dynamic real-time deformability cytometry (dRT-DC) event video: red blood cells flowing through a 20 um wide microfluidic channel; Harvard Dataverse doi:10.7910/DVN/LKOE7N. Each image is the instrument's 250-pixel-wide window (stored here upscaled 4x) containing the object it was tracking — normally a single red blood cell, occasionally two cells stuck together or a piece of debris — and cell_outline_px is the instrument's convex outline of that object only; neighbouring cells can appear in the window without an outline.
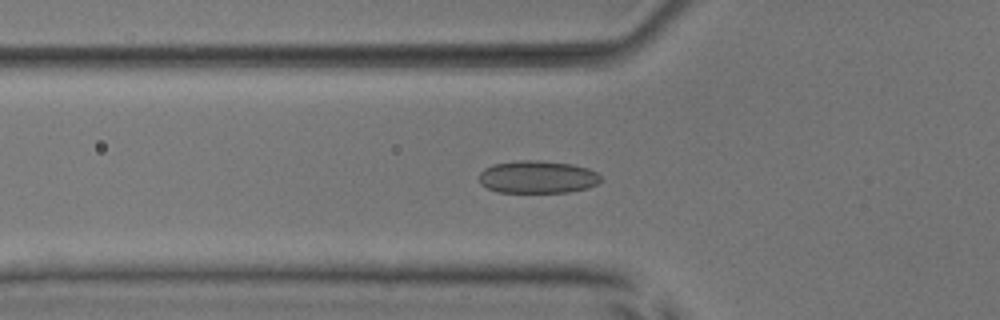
{"species": "common noctule bat (a hibernating species)", "species_latin": "Nyctalus noctula", "temperature_condition": "room temperature", "stored_images_in_passage": 51, "camera_frame_rate_fps": 3000, "um_per_image_px": 0.085, "animal": {"sex": "male", "body_mass_g": 17.9, "forearm_length_mm": 54.2}, "frame": {"image": 1, "passage_image": 19, "time_ms": 6.0, "image_size_px": [1000, 320], "cell_outline_px": [[600, 180], [596, 184], [588, 188], [568, 192], [496, 192], [480, 184], [480, 172], [484, 168], [492, 164], [520, 160], [536, 160], [572, 164], [588, 168], [596, 172], [600, 176]], "centroid_in_image_um": [45.67, 15.04], "position_along_channel_um": 80.1, "area_um2": 23.12}}
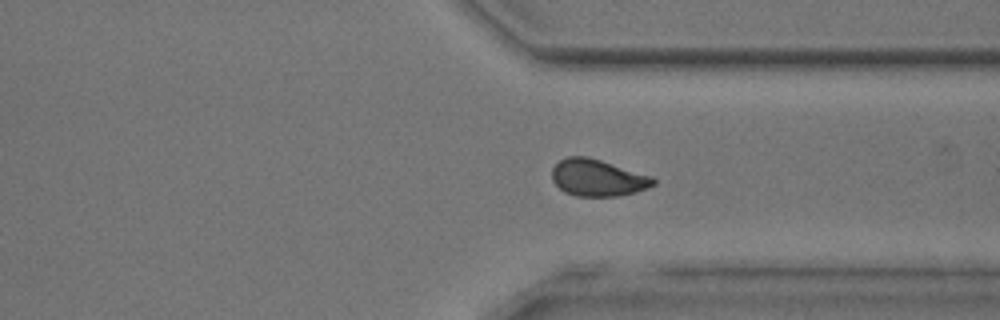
{"frame": {"image": 2, "passage_image": 40, "time_ms": 13.0, "image_size_px": [1000, 320], "cell_outline_px": [[656, 184], [648, 188], [620, 196], [576, 196], [564, 192], [552, 180], [552, 168], [560, 160], [568, 156], [588, 156], [652, 176], [656, 180]], "centroid_in_image_um": [50.81, 15.11], "position_along_channel_um": 360.6, "area_um2": 21.79}}
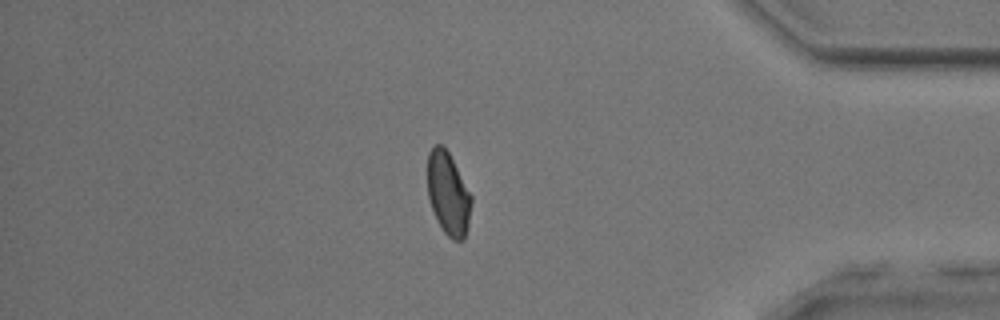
{"frame": {"image": 3, "passage_image": 45, "time_ms": 14.667, "image_size_px": [1000, 320], "cell_outline_px": [[472, 204], [468, 228], [464, 240], [452, 240], [444, 232], [428, 200], [428, 152], [432, 144], [440, 144], [448, 152], [472, 196]], "centroid_in_image_um": [38.1, 16.47], "position_along_channel_um": 397.1, "area_um2": 21.1}, "authors_computed_cell_mechanics": {"area_um2": 22.4264, "velocity_mm_per_s": 4.0033, "shape_relaxation_time_tau1_ms": 6.191, "shape_relaxation_time_tau2_ms": 1.0758, "deformation_change_tau1": 0.1311, "deformation_change_tau2": 0.0579}}